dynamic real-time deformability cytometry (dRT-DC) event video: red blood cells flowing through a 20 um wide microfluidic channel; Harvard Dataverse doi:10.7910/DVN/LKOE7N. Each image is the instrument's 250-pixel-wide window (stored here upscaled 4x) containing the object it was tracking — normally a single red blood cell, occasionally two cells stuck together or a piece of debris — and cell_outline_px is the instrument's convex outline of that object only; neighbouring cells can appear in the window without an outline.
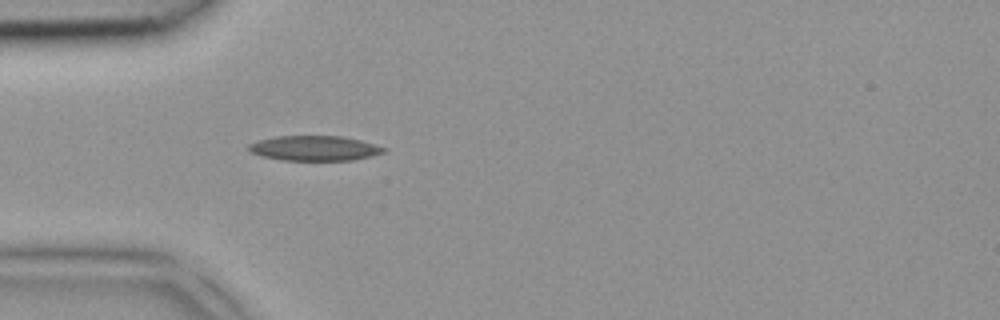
{"species": "common noctule bat (a hibernating species)", "species_latin": "Nyctalus noctula", "temperature_condition": "room temperature", "stored_images_in_passage": 2, "camera_frame_rate_fps": 3000, "um_per_image_px": 0.085, "animal": {"sex": "female", "body_mass_g": 18.4}, "frame": {"image": 1, "passage_image": 2, "time_ms": 0.333, "image_size_px": [1000, 320], "cell_outline_px": [[388, 148], [384, 152], [372, 156], [352, 160], [284, 160], [264, 156], [248, 152], [248, 144], [260, 140], [276, 136], [340, 136], [360, 140]], "centroid_in_image_um": [26.74, 12.6], "position_along_channel_um": 58.3, "area_um2": 19.54}}